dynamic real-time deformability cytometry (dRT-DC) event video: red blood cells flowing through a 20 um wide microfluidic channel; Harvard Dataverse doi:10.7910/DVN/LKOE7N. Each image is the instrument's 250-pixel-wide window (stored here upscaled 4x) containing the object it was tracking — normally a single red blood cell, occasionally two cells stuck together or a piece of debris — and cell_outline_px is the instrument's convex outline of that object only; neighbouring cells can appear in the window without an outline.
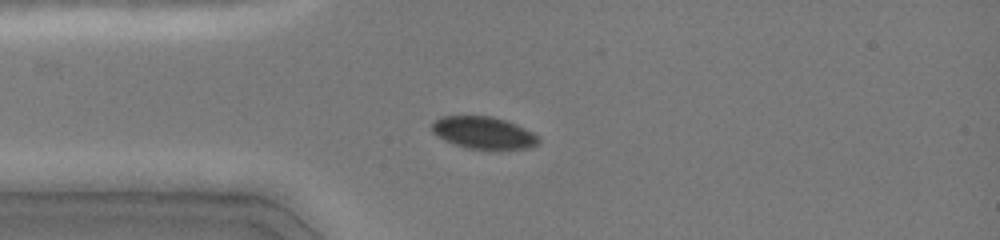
{"species": "common noctule bat (a hibernating species)", "species_latin": "Nyctalus noctula", "temperature_condition": "cold", "stored_images_in_passage": 14, "camera_frame_rate_fps": 3000, "um_per_image_px": 0.085, "animal": {"sex": "female", "body_mass_g": 19.0, "forearm_length_mm": 51.5}, "frame": {"image": 1, "passage_image": 3, "time_ms": 0.667, "image_size_px": [1000, 240], "cell_outline_px": [[540, 144], [528, 148], [468, 148], [444, 140], [432, 132], [432, 124], [440, 116], [492, 116], [516, 124], [532, 132], [540, 140]], "centroid_in_image_um": [41.09, 11.27], "position_along_channel_um": 43.9, "area_um2": 19.59}}